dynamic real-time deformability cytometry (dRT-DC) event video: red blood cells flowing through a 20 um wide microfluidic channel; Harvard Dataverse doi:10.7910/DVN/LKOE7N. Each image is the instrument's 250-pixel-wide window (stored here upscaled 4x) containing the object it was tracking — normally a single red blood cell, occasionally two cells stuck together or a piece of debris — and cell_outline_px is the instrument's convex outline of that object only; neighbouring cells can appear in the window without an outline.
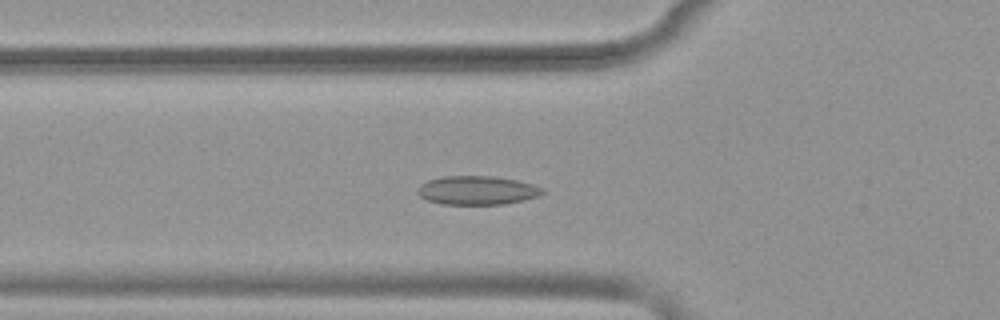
{"species": "common noctule bat (a hibernating species)", "species_latin": "Nyctalus noctula", "temperature_condition": "warm", "stored_images_in_passage": 53, "camera_frame_rate_fps": 3000, "um_per_image_px": 0.085, "animal": {"sex": "female", "body_mass_g": 19.9}, "frame": {"image": 1, "passage_image": 19, "time_ms": 6.0, "image_size_px": [1000, 320], "cell_outline_px": [[544, 192], [540, 196], [524, 200], [504, 204], [440, 204], [428, 200], [420, 196], [416, 192], [416, 188], [420, 184], [428, 180], [444, 176], [492, 176], [516, 180], [532, 184], [544, 188]], "centroid_in_image_um": [40.55, 16.18], "position_along_channel_um": 85.3, "area_um2": 21.04}}
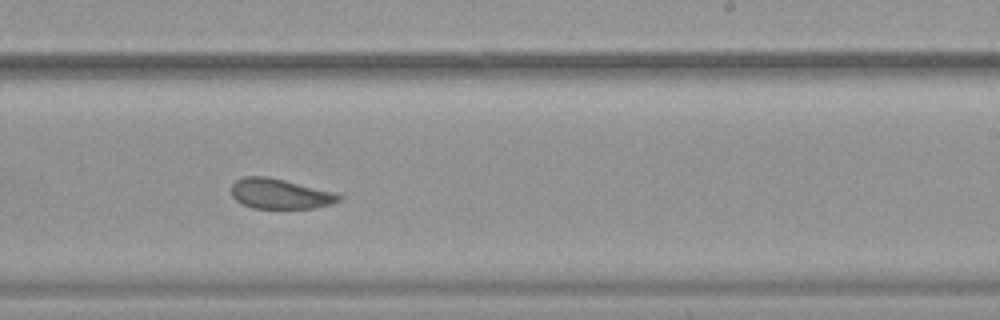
{"frame": {"image": 2, "passage_image": 33, "time_ms": 10.667, "image_size_px": [1000, 320], "cell_outline_px": [[344, 196], [340, 200], [332, 204], [312, 208], [252, 208], [236, 200], [232, 196], [232, 184], [236, 180], [244, 176], [268, 176], [336, 192]], "centroid_in_image_um": [23.83, 16.46], "position_along_channel_um": 265.2, "area_um2": 18.96}}
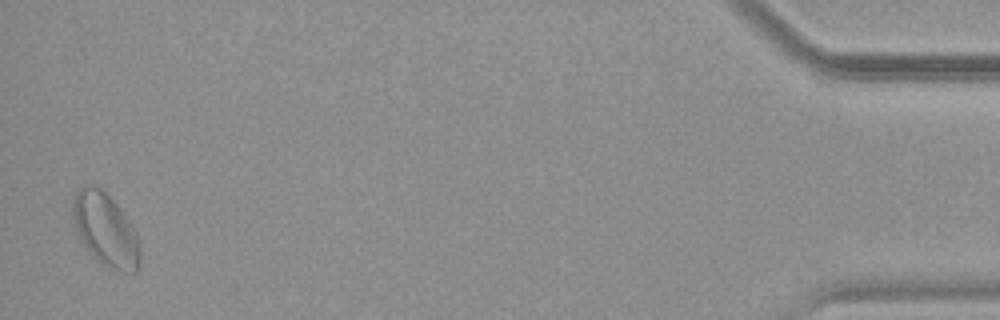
{"frame": {"image": 3, "passage_image": 52, "time_ms": 17.0, "image_size_px": [1000, 320], "cell_outline_px": [[140, 264], [136, 272], [120, 272], [100, 264], [84, 248], [80, 240], [76, 228], [72, 212], [72, 200], [76, 192], [80, 188], [100, 188], [116, 204], [132, 224], [140, 240]], "centroid_in_image_um": [8.99, 19.61], "position_along_channel_um": 426.2, "area_um2": 28.55}, "authors_computed_cell_mechanics": {"area_um2": 21.097, "velocity_mm_per_s": 3.8642, "shape_relaxation_time_tau1_ms": null, "shape_relaxation_time_tau2_ms": 1.4047, "deformation_change_tau1": null, "deformation_change_tau2": 0.0522}}